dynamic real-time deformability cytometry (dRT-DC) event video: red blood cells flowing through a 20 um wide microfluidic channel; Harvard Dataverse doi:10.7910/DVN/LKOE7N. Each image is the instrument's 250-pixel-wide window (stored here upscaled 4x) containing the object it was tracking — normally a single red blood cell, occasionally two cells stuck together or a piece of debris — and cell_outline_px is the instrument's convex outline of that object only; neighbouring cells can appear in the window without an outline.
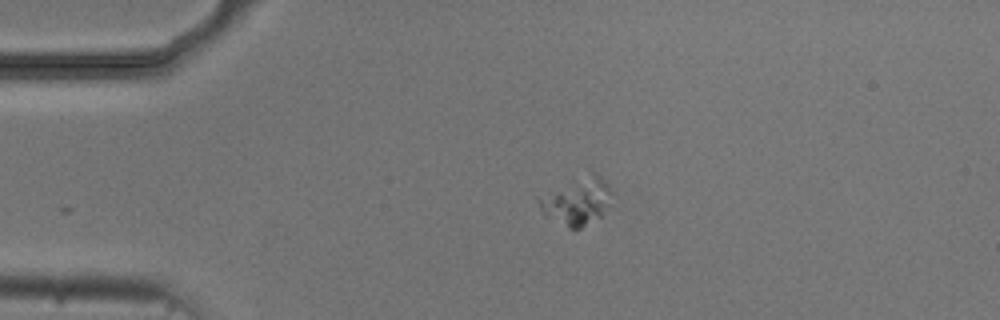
{"species": "common noctule bat (a hibernating species)", "species_latin": "Nyctalus noctula", "temperature_condition": "cold", "stored_images_in_passage": 2, "camera_frame_rate_fps": 3000, "um_per_image_px": 0.085, "animal": {"sex": "male", "body_mass_g": 20.5, "forearm_length_mm": 52.5}, "frame": {"image": 1, "passage_image": 1, "time_ms": 0.0, "image_size_px": [1000, 320], "cell_outline_px": [[612, 192], [608, 204], [600, 216], [580, 228], [568, 228], [544, 216], [540, 208], [540, 200], [592, 172], [596, 172], [612, 188]], "centroid_in_image_um": [49.13, 17.15], "position_along_channel_um": 35.9, "area_um2": 18.67}}